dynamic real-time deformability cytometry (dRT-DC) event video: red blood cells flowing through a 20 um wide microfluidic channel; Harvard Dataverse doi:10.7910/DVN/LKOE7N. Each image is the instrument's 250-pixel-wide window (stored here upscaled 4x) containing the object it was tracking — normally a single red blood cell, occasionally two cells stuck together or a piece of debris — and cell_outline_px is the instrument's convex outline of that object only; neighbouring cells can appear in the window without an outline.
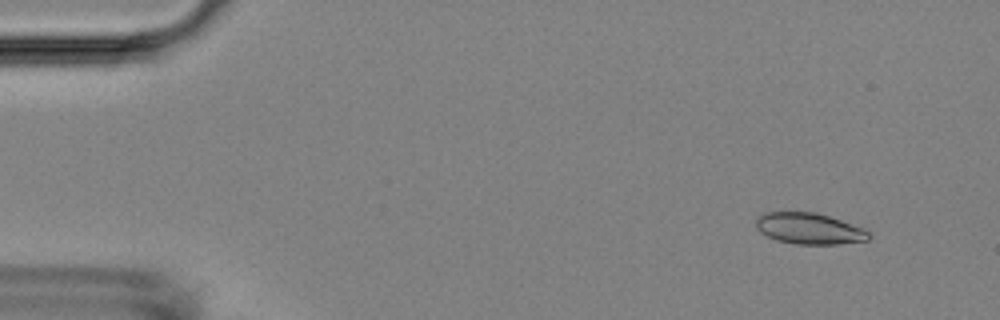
{"species": "Egyptian fruit bat (a non-hibernating species)", "species_latin": "Rousettus aegyptiacus", "temperature_condition": "room temperature", "stored_images_in_passage": 54, "segment_of_instrument_passage": [1, 2], "camera_frame_rate_fps": 3000, "um_per_image_px": 0.085, "animal": {"sex": "female"}, "frame": {"image": 1, "passage_image": 4, "time_ms": 1.0, "image_size_px": [1000, 320], "cell_outline_px": [[872, 236], [868, 240], [836, 244], [796, 244], [776, 240], [760, 232], [756, 228], [756, 216], [764, 212], [816, 212], [864, 228]], "centroid_in_image_um": [68.76, 19.42], "position_along_channel_um": 16.2, "area_um2": 20.52}}
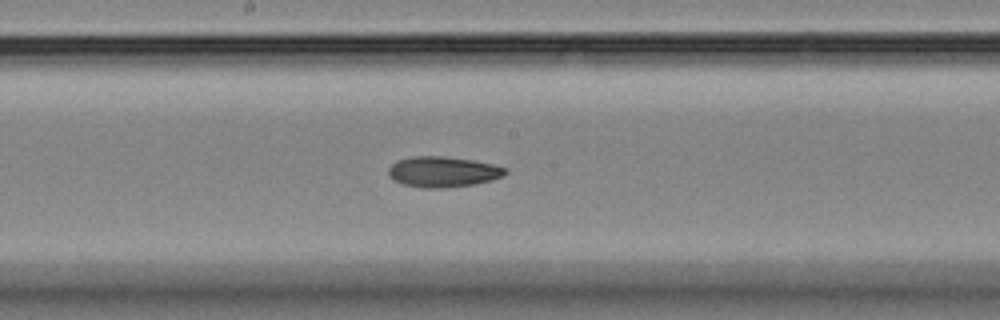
{"frame": {"image": 2, "passage_image": 28, "time_ms": 9.0, "image_size_px": [1000, 320], "cell_outline_px": [[508, 172], [504, 176], [492, 180], [472, 184], [444, 188], [424, 188], [400, 184], [392, 180], [388, 176], [388, 168], [396, 160], [412, 156], [444, 156], [472, 160], [492, 164], [508, 168]], "centroid_in_image_um": [37.62, 14.6], "position_along_channel_um": 210.6, "area_um2": 21.1}}
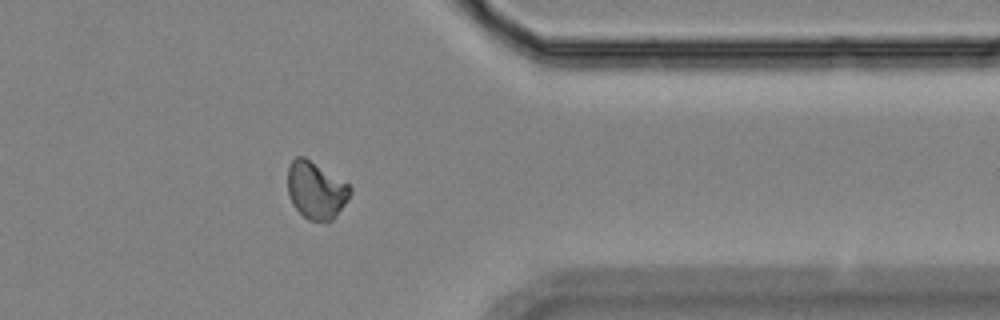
{"frame": {"image": 3, "passage_image": 43, "time_ms": 14.0, "image_size_px": [1000, 320], "cell_outline_px": [[352, 192], [336, 216], [332, 220], [324, 224], [308, 220], [292, 204], [288, 196], [288, 164], [296, 156], [304, 156], [348, 184], [352, 188]], "centroid_in_image_um": [26.84, 16.2], "position_along_channel_um": 384.6, "area_um2": 20.98}}